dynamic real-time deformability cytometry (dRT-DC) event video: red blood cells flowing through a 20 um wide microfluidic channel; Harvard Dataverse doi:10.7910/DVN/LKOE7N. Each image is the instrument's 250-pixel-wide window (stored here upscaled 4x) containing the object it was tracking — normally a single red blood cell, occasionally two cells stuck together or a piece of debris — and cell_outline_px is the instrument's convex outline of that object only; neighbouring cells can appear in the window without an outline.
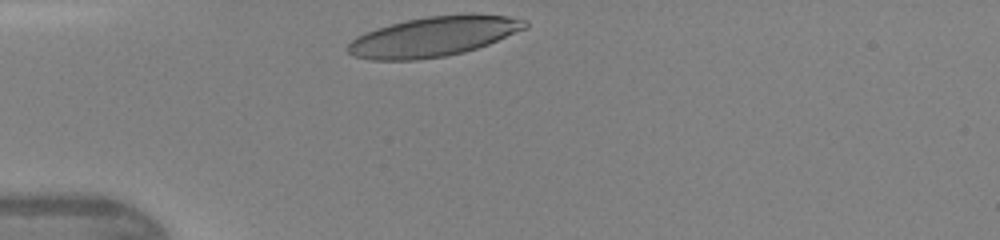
{"species": "human", "species_latin": "Homo sapiens", "temperature_condition": "warm", "stored_images_in_passage": 27, "camera_frame_rate_fps": 3000, "um_per_image_px": 0.085, "donor": {"sex": "female"}, "frame": {"image": 1, "passage_image": 1, "time_ms": 0.0, "image_size_px": [1000, 240], "cell_outline_px": [[528, 28], [488, 44], [464, 52], [444, 56], [416, 60], [372, 60], [352, 56], [344, 48], [356, 36], [376, 28], [408, 20], [428, 16], [468, 12], [472, 12], [508, 16], [528, 20]], "centroid_in_image_um": [36.88, 3.09], "position_along_channel_um": 48.1, "area_um2": 41.67}}
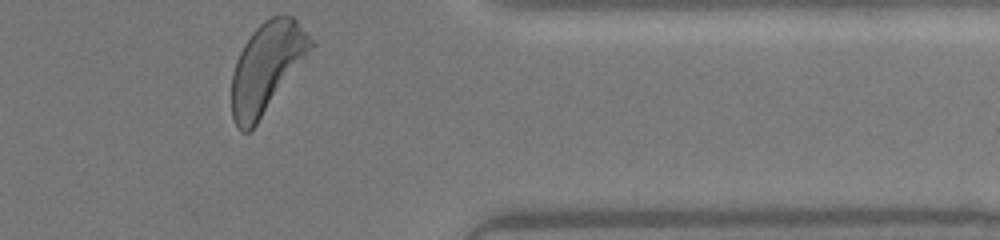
{"frame": {"image": 2, "passage_image": 27, "time_ms": 8.667, "image_size_px": [1000, 240], "cell_outline_px": [[316, 44], [256, 124], [248, 132], [244, 132], [236, 124], [232, 116], [232, 72], [236, 60], [244, 44], [252, 32], [264, 20], [272, 16], [292, 16], [316, 40]], "centroid_in_image_um": [22.69, 5.69], "position_along_channel_um": 388.7, "area_um2": 40.92}, "authors_computed_cell_mechanics": {"area_um2": 41.6738, "velocity_mm_per_s": 4.3001, "shape_relaxation_time_tau1_ms": 3.1896, "shape_relaxation_time_tau2_ms": 0.8003, "deformation_change_tau1": 0.1699, "deformation_change_tau2": 0.081}}